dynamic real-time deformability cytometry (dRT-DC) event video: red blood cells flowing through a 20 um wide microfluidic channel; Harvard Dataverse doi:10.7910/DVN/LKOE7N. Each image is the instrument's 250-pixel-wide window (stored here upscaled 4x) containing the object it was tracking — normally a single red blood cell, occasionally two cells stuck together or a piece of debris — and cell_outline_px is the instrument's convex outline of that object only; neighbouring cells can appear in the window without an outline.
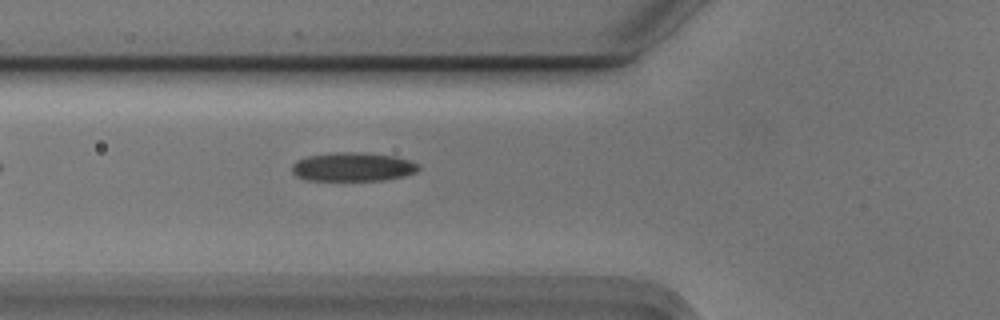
{"species": "Egyptian fruit bat (a non-hibernating species)", "species_latin": "Rousettus aegyptiacus", "temperature_condition": "cold", "stored_images_in_passage": 36, "camera_frame_rate_fps": 3000, "um_per_image_px": 0.085, "animal": {"sex": "male"}, "frame": {"image": 1, "passage_image": 3, "time_ms": 0.667, "image_size_px": [1000, 320], "cell_outline_px": [[420, 168], [416, 172], [404, 176], [384, 180], [308, 180], [296, 176], [292, 172], [292, 164], [296, 160], [308, 156], [336, 152], [356, 152], [392, 156], [408, 160], [420, 164]], "centroid_in_image_um": [29.98, 14.19], "position_along_channel_um": 95.8, "area_um2": 21.15}}
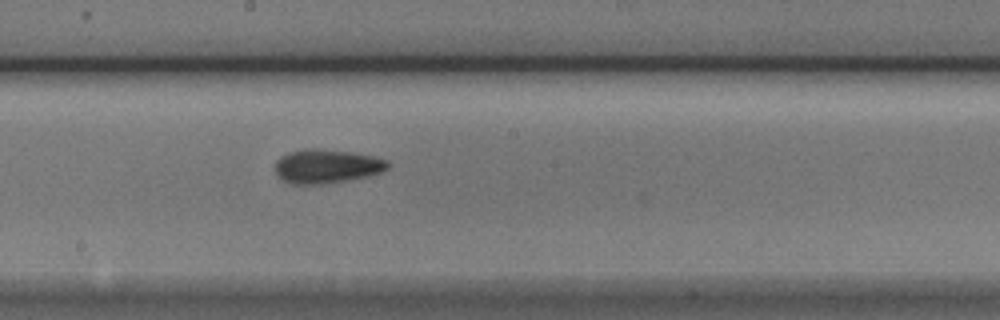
{"frame": {"image": 2, "passage_image": 13, "time_ms": 4.0, "image_size_px": [1000, 320], "cell_outline_px": [[392, 164], [388, 168], [380, 172], [368, 176], [348, 180], [324, 184], [288, 184], [276, 172], [276, 160], [280, 156], [288, 152], [304, 148], [316, 148], [352, 152], [372, 156], [388, 160]], "centroid_in_image_um": [27.77, 14.12], "position_along_channel_um": 220.4, "area_um2": 22.43}}
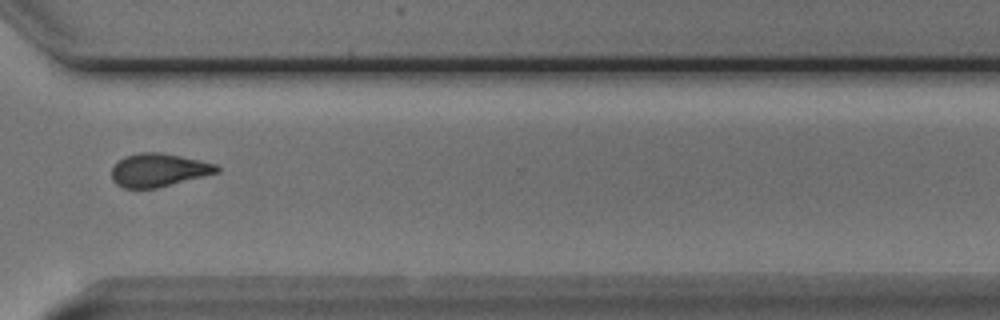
{"frame": {"image": 3, "passage_image": 24, "time_ms": 7.667, "image_size_px": [1000, 320], "cell_outline_px": [[220, 172], [156, 188], [124, 188], [116, 184], [112, 180], [112, 168], [124, 156], [140, 152], [160, 152], [200, 160], [216, 164], [220, 168]], "centroid_in_image_um": [13.48, 14.45], "position_along_channel_um": 357.1, "area_um2": 20.29}, "authors_computed_cell_mechanics": {"area_um2": 20.3745, "velocity_mm_per_s": 3.7288, "shape_relaxation_time_tau1_ms": 4.3254, "shape_relaxation_time_tau2_ms": 6.5598, "deformation_change_tau1": 0.1181, "deformation_change_tau2": 0.1434}}